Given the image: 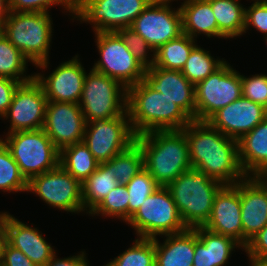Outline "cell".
Listing matches in <instances>:
<instances>
[{
  "label": "cell",
  "mask_w": 267,
  "mask_h": 266,
  "mask_svg": "<svg viewBox=\"0 0 267 266\" xmlns=\"http://www.w3.org/2000/svg\"><path fill=\"white\" fill-rule=\"evenodd\" d=\"M182 131L193 169L224 185H234L247 177L239 161L238 140L224 135L207 121L192 120Z\"/></svg>",
  "instance_id": "obj_1"
},
{
  "label": "cell",
  "mask_w": 267,
  "mask_h": 266,
  "mask_svg": "<svg viewBox=\"0 0 267 266\" xmlns=\"http://www.w3.org/2000/svg\"><path fill=\"white\" fill-rule=\"evenodd\" d=\"M127 112L136 136L152 131L182 130L192 119L165 94L143 80L127 88Z\"/></svg>",
  "instance_id": "obj_2"
},
{
  "label": "cell",
  "mask_w": 267,
  "mask_h": 266,
  "mask_svg": "<svg viewBox=\"0 0 267 266\" xmlns=\"http://www.w3.org/2000/svg\"><path fill=\"white\" fill-rule=\"evenodd\" d=\"M144 157V168L155 182L167 187L192 168L188 143L182 130L152 131L136 136Z\"/></svg>",
  "instance_id": "obj_3"
},
{
  "label": "cell",
  "mask_w": 267,
  "mask_h": 266,
  "mask_svg": "<svg viewBox=\"0 0 267 266\" xmlns=\"http://www.w3.org/2000/svg\"><path fill=\"white\" fill-rule=\"evenodd\" d=\"M223 183L191 168L180 174L167 188L186 228L203 227L209 219L214 199Z\"/></svg>",
  "instance_id": "obj_4"
},
{
  "label": "cell",
  "mask_w": 267,
  "mask_h": 266,
  "mask_svg": "<svg viewBox=\"0 0 267 266\" xmlns=\"http://www.w3.org/2000/svg\"><path fill=\"white\" fill-rule=\"evenodd\" d=\"M52 21L46 12H12L3 20V34L30 62L47 68Z\"/></svg>",
  "instance_id": "obj_5"
},
{
  "label": "cell",
  "mask_w": 267,
  "mask_h": 266,
  "mask_svg": "<svg viewBox=\"0 0 267 266\" xmlns=\"http://www.w3.org/2000/svg\"><path fill=\"white\" fill-rule=\"evenodd\" d=\"M3 142L27 181L59 166L60 150L43 129L8 133Z\"/></svg>",
  "instance_id": "obj_6"
},
{
  "label": "cell",
  "mask_w": 267,
  "mask_h": 266,
  "mask_svg": "<svg viewBox=\"0 0 267 266\" xmlns=\"http://www.w3.org/2000/svg\"><path fill=\"white\" fill-rule=\"evenodd\" d=\"M139 238H156V235L176 234L187 228L181 220L171 192L159 186L149 195L128 220Z\"/></svg>",
  "instance_id": "obj_7"
},
{
  "label": "cell",
  "mask_w": 267,
  "mask_h": 266,
  "mask_svg": "<svg viewBox=\"0 0 267 266\" xmlns=\"http://www.w3.org/2000/svg\"><path fill=\"white\" fill-rule=\"evenodd\" d=\"M79 106L87 123L122 116L127 112V88L92 69L86 73Z\"/></svg>",
  "instance_id": "obj_8"
},
{
  "label": "cell",
  "mask_w": 267,
  "mask_h": 266,
  "mask_svg": "<svg viewBox=\"0 0 267 266\" xmlns=\"http://www.w3.org/2000/svg\"><path fill=\"white\" fill-rule=\"evenodd\" d=\"M241 96V75L225 61L195 85V120L207 121L219 109Z\"/></svg>",
  "instance_id": "obj_9"
},
{
  "label": "cell",
  "mask_w": 267,
  "mask_h": 266,
  "mask_svg": "<svg viewBox=\"0 0 267 266\" xmlns=\"http://www.w3.org/2000/svg\"><path fill=\"white\" fill-rule=\"evenodd\" d=\"M153 0H75L79 20L92 23L96 32H116L130 27Z\"/></svg>",
  "instance_id": "obj_10"
},
{
  "label": "cell",
  "mask_w": 267,
  "mask_h": 266,
  "mask_svg": "<svg viewBox=\"0 0 267 266\" xmlns=\"http://www.w3.org/2000/svg\"><path fill=\"white\" fill-rule=\"evenodd\" d=\"M101 59L93 70L121 82L126 88L142 81L146 68L135 58L117 32H96Z\"/></svg>",
  "instance_id": "obj_11"
},
{
  "label": "cell",
  "mask_w": 267,
  "mask_h": 266,
  "mask_svg": "<svg viewBox=\"0 0 267 266\" xmlns=\"http://www.w3.org/2000/svg\"><path fill=\"white\" fill-rule=\"evenodd\" d=\"M135 139L136 135L126 112L112 119H96L86 123L83 142L94 158L102 164L128 149Z\"/></svg>",
  "instance_id": "obj_12"
},
{
  "label": "cell",
  "mask_w": 267,
  "mask_h": 266,
  "mask_svg": "<svg viewBox=\"0 0 267 266\" xmlns=\"http://www.w3.org/2000/svg\"><path fill=\"white\" fill-rule=\"evenodd\" d=\"M28 191L35 192L47 204L67 212L84 211L82 184L60 165L28 181Z\"/></svg>",
  "instance_id": "obj_13"
},
{
  "label": "cell",
  "mask_w": 267,
  "mask_h": 266,
  "mask_svg": "<svg viewBox=\"0 0 267 266\" xmlns=\"http://www.w3.org/2000/svg\"><path fill=\"white\" fill-rule=\"evenodd\" d=\"M170 2L171 0H153L130 26L154 51L182 34L180 8L173 11Z\"/></svg>",
  "instance_id": "obj_14"
},
{
  "label": "cell",
  "mask_w": 267,
  "mask_h": 266,
  "mask_svg": "<svg viewBox=\"0 0 267 266\" xmlns=\"http://www.w3.org/2000/svg\"><path fill=\"white\" fill-rule=\"evenodd\" d=\"M47 97L42 85L33 78L21 83L12 98V102L3 115L10 116L11 126L8 133L43 129L47 106Z\"/></svg>",
  "instance_id": "obj_15"
},
{
  "label": "cell",
  "mask_w": 267,
  "mask_h": 266,
  "mask_svg": "<svg viewBox=\"0 0 267 266\" xmlns=\"http://www.w3.org/2000/svg\"><path fill=\"white\" fill-rule=\"evenodd\" d=\"M86 123L79 104L47 102L43 130L59 150L83 142Z\"/></svg>",
  "instance_id": "obj_16"
},
{
  "label": "cell",
  "mask_w": 267,
  "mask_h": 266,
  "mask_svg": "<svg viewBox=\"0 0 267 266\" xmlns=\"http://www.w3.org/2000/svg\"><path fill=\"white\" fill-rule=\"evenodd\" d=\"M267 117V108L241 96L215 112L207 122L224 135L239 140Z\"/></svg>",
  "instance_id": "obj_17"
},
{
  "label": "cell",
  "mask_w": 267,
  "mask_h": 266,
  "mask_svg": "<svg viewBox=\"0 0 267 266\" xmlns=\"http://www.w3.org/2000/svg\"><path fill=\"white\" fill-rule=\"evenodd\" d=\"M203 227L216 234L232 237L243 247L239 182L224 185L219 190L213 202L211 215Z\"/></svg>",
  "instance_id": "obj_18"
},
{
  "label": "cell",
  "mask_w": 267,
  "mask_h": 266,
  "mask_svg": "<svg viewBox=\"0 0 267 266\" xmlns=\"http://www.w3.org/2000/svg\"><path fill=\"white\" fill-rule=\"evenodd\" d=\"M239 194L244 248L267 225V185L259 176H249L239 181Z\"/></svg>",
  "instance_id": "obj_19"
},
{
  "label": "cell",
  "mask_w": 267,
  "mask_h": 266,
  "mask_svg": "<svg viewBox=\"0 0 267 266\" xmlns=\"http://www.w3.org/2000/svg\"><path fill=\"white\" fill-rule=\"evenodd\" d=\"M77 58L63 62L47 78L34 74L48 101L80 103L86 72Z\"/></svg>",
  "instance_id": "obj_20"
},
{
  "label": "cell",
  "mask_w": 267,
  "mask_h": 266,
  "mask_svg": "<svg viewBox=\"0 0 267 266\" xmlns=\"http://www.w3.org/2000/svg\"><path fill=\"white\" fill-rule=\"evenodd\" d=\"M143 81L154 91L165 94L195 120V85L180 70H167L153 65L146 69Z\"/></svg>",
  "instance_id": "obj_21"
},
{
  "label": "cell",
  "mask_w": 267,
  "mask_h": 266,
  "mask_svg": "<svg viewBox=\"0 0 267 266\" xmlns=\"http://www.w3.org/2000/svg\"><path fill=\"white\" fill-rule=\"evenodd\" d=\"M3 219L7 231V243L22 251L36 265L45 266L55 254V250L45 241L42 234L7 212L3 213Z\"/></svg>",
  "instance_id": "obj_22"
},
{
  "label": "cell",
  "mask_w": 267,
  "mask_h": 266,
  "mask_svg": "<svg viewBox=\"0 0 267 266\" xmlns=\"http://www.w3.org/2000/svg\"><path fill=\"white\" fill-rule=\"evenodd\" d=\"M194 229L193 266H224L235 247H242L234 238L216 234L204 227Z\"/></svg>",
  "instance_id": "obj_23"
},
{
  "label": "cell",
  "mask_w": 267,
  "mask_h": 266,
  "mask_svg": "<svg viewBox=\"0 0 267 266\" xmlns=\"http://www.w3.org/2000/svg\"><path fill=\"white\" fill-rule=\"evenodd\" d=\"M238 153L247 177L251 172L259 176L267 169V117L238 140Z\"/></svg>",
  "instance_id": "obj_24"
},
{
  "label": "cell",
  "mask_w": 267,
  "mask_h": 266,
  "mask_svg": "<svg viewBox=\"0 0 267 266\" xmlns=\"http://www.w3.org/2000/svg\"><path fill=\"white\" fill-rule=\"evenodd\" d=\"M165 236L163 244L155 238V266H193L194 229Z\"/></svg>",
  "instance_id": "obj_25"
},
{
  "label": "cell",
  "mask_w": 267,
  "mask_h": 266,
  "mask_svg": "<svg viewBox=\"0 0 267 266\" xmlns=\"http://www.w3.org/2000/svg\"><path fill=\"white\" fill-rule=\"evenodd\" d=\"M182 33L192 39L197 34L218 37V25L211 4L207 0H186L180 7Z\"/></svg>",
  "instance_id": "obj_26"
},
{
  "label": "cell",
  "mask_w": 267,
  "mask_h": 266,
  "mask_svg": "<svg viewBox=\"0 0 267 266\" xmlns=\"http://www.w3.org/2000/svg\"><path fill=\"white\" fill-rule=\"evenodd\" d=\"M218 25V38H234L244 33L245 9L238 0H207Z\"/></svg>",
  "instance_id": "obj_27"
},
{
  "label": "cell",
  "mask_w": 267,
  "mask_h": 266,
  "mask_svg": "<svg viewBox=\"0 0 267 266\" xmlns=\"http://www.w3.org/2000/svg\"><path fill=\"white\" fill-rule=\"evenodd\" d=\"M99 164L84 142L72 144L60 150L59 165L81 184L98 168Z\"/></svg>",
  "instance_id": "obj_28"
},
{
  "label": "cell",
  "mask_w": 267,
  "mask_h": 266,
  "mask_svg": "<svg viewBox=\"0 0 267 266\" xmlns=\"http://www.w3.org/2000/svg\"><path fill=\"white\" fill-rule=\"evenodd\" d=\"M119 185V182L103 163L82 183V201L84 210L90 214L106 195Z\"/></svg>",
  "instance_id": "obj_29"
},
{
  "label": "cell",
  "mask_w": 267,
  "mask_h": 266,
  "mask_svg": "<svg viewBox=\"0 0 267 266\" xmlns=\"http://www.w3.org/2000/svg\"><path fill=\"white\" fill-rule=\"evenodd\" d=\"M195 39L182 33L177 38L163 44L155 51L154 66L167 70H182L192 49Z\"/></svg>",
  "instance_id": "obj_30"
},
{
  "label": "cell",
  "mask_w": 267,
  "mask_h": 266,
  "mask_svg": "<svg viewBox=\"0 0 267 266\" xmlns=\"http://www.w3.org/2000/svg\"><path fill=\"white\" fill-rule=\"evenodd\" d=\"M119 182L126 185L144 168V157L140 146L134 142L128 149L103 163Z\"/></svg>",
  "instance_id": "obj_31"
},
{
  "label": "cell",
  "mask_w": 267,
  "mask_h": 266,
  "mask_svg": "<svg viewBox=\"0 0 267 266\" xmlns=\"http://www.w3.org/2000/svg\"><path fill=\"white\" fill-rule=\"evenodd\" d=\"M28 61V58L4 34L0 36V77L10 78L20 83L32 80L35 76L24 75Z\"/></svg>",
  "instance_id": "obj_32"
},
{
  "label": "cell",
  "mask_w": 267,
  "mask_h": 266,
  "mask_svg": "<svg viewBox=\"0 0 267 266\" xmlns=\"http://www.w3.org/2000/svg\"><path fill=\"white\" fill-rule=\"evenodd\" d=\"M224 62L223 59L215 60L209 51L196 45L192 49L181 72L192 84L196 85L198 82L205 80Z\"/></svg>",
  "instance_id": "obj_33"
},
{
  "label": "cell",
  "mask_w": 267,
  "mask_h": 266,
  "mask_svg": "<svg viewBox=\"0 0 267 266\" xmlns=\"http://www.w3.org/2000/svg\"><path fill=\"white\" fill-rule=\"evenodd\" d=\"M0 190L19 192L28 190V181L21 174L9 148L0 139Z\"/></svg>",
  "instance_id": "obj_34"
},
{
  "label": "cell",
  "mask_w": 267,
  "mask_h": 266,
  "mask_svg": "<svg viewBox=\"0 0 267 266\" xmlns=\"http://www.w3.org/2000/svg\"><path fill=\"white\" fill-rule=\"evenodd\" d=\"M134 243L105 266H155V238H138Z\"/></svg>",
  "instance_id": "obj_35"
},
{
  "label": "cell",
  "mask_w": 267,
  "mask_h": 266,
  "mask_svg": "<svg viewBox=\"0 0 267 266\" xmlns=\"http://www.w3.org/2000/svg\"><path fill=\"white\" fill-rule=\"evenodd\" d=\"M129 194L128 220L142 205L145 199L151 195L159 185L155 182L153 176L143 168L127 184Z\"/></svg>",
  "instance_id": "obj_36"
},
{
  "label": "cell",
  "mask_w": 267,
  "mask_h": 266,
  "mask_svg": "<svg viewBox=\"0 0 267 266\" xmlns=\"http://www.w3.org/2000/svg\"><path fill=\"white\" fill-rule=\"evenodd\" d=\"M128 203L129 194L126 185L119 184L115 189H112L99 205L90 213L91 215H106L117 217L128 222Z\"/></svg>",
  "instance_id": "obj_37"
},
{
  "label": "cell",
  "mask_w": 267,
  "mask_h": 266,
  "mask_svg": "<svg viewBox=\"0 0 267 266\" xmlns=\"http://www.w3.org/2000/svg\"><path fill=\"white\" fill-rule=\"evenodd\" d=\"M125 45L129 48L135 58L147 69L152 67L155 63V51L153 48L144 40L142 36L136 33L132 28L126 27L116 31ZM153 52V58L149 61L147 57V50Z\"/></svg>",
  "instance_id": "obj_38"
},
{
  "label": "cell",
  "mask_w": 267,
  "mask_h": 266,
  "mask_svg": "<svg viewBox=\"0 0 267 266\" xmlns=\"http://www.w3.org/2000/svg\"><path fill=\"white\" fill-rule=\"evenodd\" d=\"M62 5L70 13H75V0H8L12 12H46L52 5Z\"/></svg>",
  "instance_id": "obj_39"
},
{
  "label": "cell",
  "mask_w": 267,
  "mask_h": 266,
  "mask_svg": "<svg viewBox=\"0 0 267 266\" xmlns=\"http://www.w3.org/2000/svg\"><path fill=\"white\" fill-rule=\"evenodd\" d=\"M242 96L267 108V75H241Z\"/></svg>",
  "instance_id": "obj_40"
},
{
  "label": "cell",
  "mask_w": 267,
  "mask_h": 266,
  "mask_svg": "<svg viewBox=\"0 0 267 266\" xmlns=\"http://www.w3.org/2000/svg\"><path fill=\"white\" fill-rule=\"evenodd\" d=\"M250 25L267 35V1L255 0L249 9H245V33Z\"/></svg>",
  "instance_id": "obj_41"
},
{
  "label": "cell",
  "mask_w": 267,
  "mask_h": 266,
  "mask_svg": "<svg viewBox=\"0 0 267 266\" xmlns=\"http://www.w3.org/2000/svg\"><path fill=\"white\" fill-rule=\"evenodd\" d=\"M252 260H267V225L243 248Z\"/></svg>",
  "instance_id": "obj_42"
},
{
  "label": "cell",
  "mask_w": 267,
  "mask_h": 266,
  "mask_svg": "<svg viewBox=\"0 0 267 266\" xmlns=\"http://www.w3.org/2000/svg\"><path fill=\"white\" fill-rule=\"evenodd\" d=\"M1 266H38L33 263L22 251L5 244Z\"/></svg>",
  "instance_id": "obj_43"
},
{
  "label": "cell",
  "mask_w": 267,
  "mask_h": 266,
  "mask_svg": "<svg viewBox=\"0 0 267 266\" xmlns=\"http://www.w3.org/2000/svg\"><path fill=\"white\" fill-rule=\"evenodd\" d=\"M21 83L19 81L0 77V116L7 112L11 102L15 90Z\"/></svg>",
  "instance_id": "obj_44"
},
{
  "label": "cell",
  "mask_w": 267,
  "mask_h": 266,
  "mask_svg": "<svg viewBox=\"0 0 267 266\" xmlns=\"http://www.w3.org/2000/svg\"><path fill=\"white\" fill-rule=\"evenodd\" d=\"M84 255V252H82V254H79L77 256H72L64 259H56V256L54 254L45 266H89Z\"/></svg>",
  "instance_id": "obj_45"
},
{
  "label": "cell",
  "mask_w": 267,
  "mask_h": 266,
  "mask_svg": "<svg viewBox=\"0 0 267 266\" xmlns=\"http://www.w3.org/2000/svg\"><path fill=\"white\" fill-rule=\"evenodd\" d=\"M7 243V231L5 228V221L3 219V215L0 218V262L2 260L4 246Z\"/></svg>",
  "instance_id": "obj_46"
},
{
  "label": "cell",
  "mask_w": 267,
  "mask_h": 266,
  "mask_svg": "<svg viewBox=\"0 0 267 266\" xmlns=\"http://www.w3.org/2000/svg\"><path fill=\"white\" fill-rule=\"evenodd\" d=\"M9 12L8 0H0V19L4 20Z\"/></svg>",
  "instance_id": "obj_47"
},
{
  "label": "cell",
  "mask_w": 267,
  "mask_h": 266,
  "mask_svg": "<svg viewBox=\"0 0 267 266\" xmlns=\"http://www.w3.org/2000/svg\"><path fill=\"white\" fill-rule=\"evenodd\" d=\"M251 261V265L252 266H267V260H252Z\"/></svg>",
  "instance_id": "obj_48"
},
{
  "label": "cell",
  "mask_w": 267,
  "mask_h": 266,
  "mask_svg": "<svg viewBox=\"0 0 267 266\" xmlns=\"http://www.w3.org/2000/svg\"><path fill=\"white\" fill-rule=\"evenodd\" d=\"M261 180L267 185V169L262 172V174L259 175Z\"/></svg>",
  "instance_id": "obj_49"
},
{
  "label": "cell",
  "mask_w": 267,
  "mask_h": 266,
  "mask_svg": "<svg viewBox=\"0 0 267 266\" xmlns=\"http://www.w3.org/2000/svg\"><path fill=\"white\" fill-rule=\"evenodd\" d=\"M3 34V20L0 19V36Z\"/></svg>",
  "instance_id": "obj_50"
}]
</instances>
